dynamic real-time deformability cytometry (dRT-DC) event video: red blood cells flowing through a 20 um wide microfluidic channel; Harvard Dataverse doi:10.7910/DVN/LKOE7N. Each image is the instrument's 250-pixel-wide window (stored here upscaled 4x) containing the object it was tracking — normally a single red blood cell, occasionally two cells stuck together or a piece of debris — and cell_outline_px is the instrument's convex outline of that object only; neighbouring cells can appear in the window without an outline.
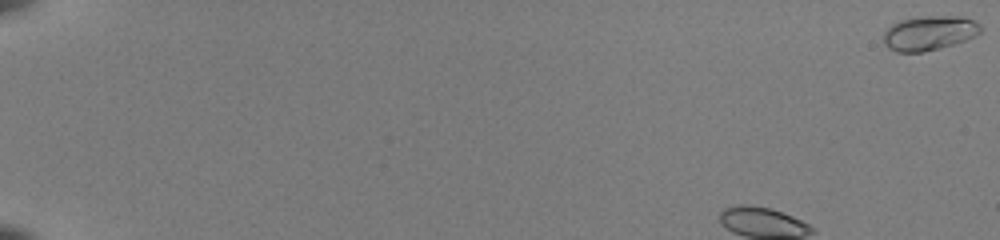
{"species": "common noctule bat (a hibernating species)", "species_latin": "Nyctalus noctula", "temperature_condition": "room temperature", "stored_images_in_passage": 49, "camera_frame_rate_fps": 3000, "um_per_image_px": 0.085, "animal": {"sex": "female", "body_mass_g": 22.0, "forearm_length_mm": 56.7}, "frame": {"image": 1, "passage_image": 1, "time_ms": 0.0, "image_size_px": [1000, 240], "cell_outline_px": [[984, 28], [980, 32], [964, 40], [940, 48], [924, 52], [896, 52], [888, 48], [884, 44], [884, 32], [892, 24], [900, 20], [920, 16], [960, 16], [972, 20], [980, 24]], "centroid_in_image_um": [78.96, 2.8], "position_along_channel_um": 6.0, "area_um2": 19.48}}
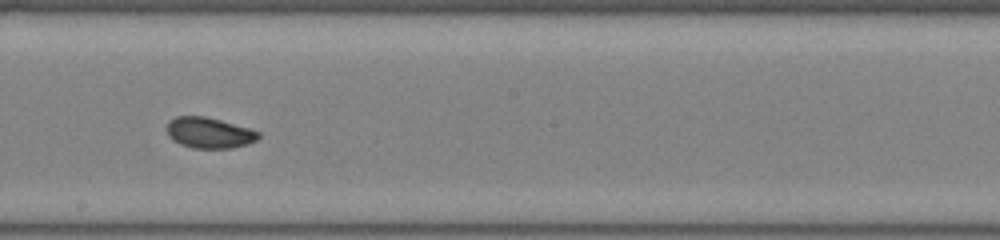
{"frame": {"image": 2, "passage_image": 28, "time_ms": 9.0, "image_size_px": [1000, 240], "cell_outline_px": [[260, 136], [256, 140], [248, 144], [232, 148], [192, 148], [180, 144], [172, 140], [168, 136], [168, 120], [176, 116], [204, 116], [220, 120], [248, 128], [260, 132]], "centroid_in_image_um": [17.77, 11.29], "position_along_channel_um": 230.4, "area_um2": 16.42}}
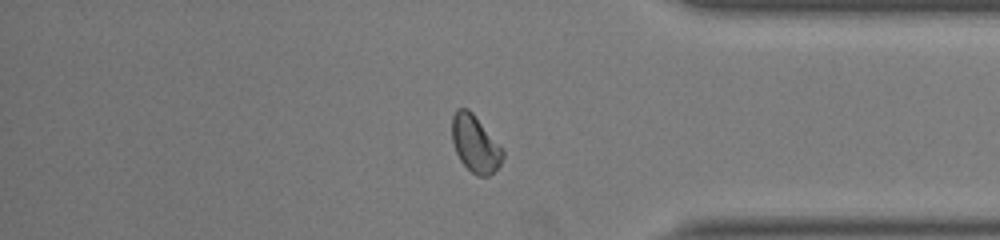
{"frame": {"image": 3, "passage_image": 41, "time_ms": 13.333, "image_size_px": [1000, 240], "cell_outline_px": [[504, 156], [500, 164], [488, 176], [476, 176], [460, 160], [456, 152], [452, 140], [452, 116], [456, 108], [468, 108], [472, 112], [504, 152]], "centroid_in_image_um": [40.36, 12.21], "position_along_channel_um": 394.8, "area_um2": 16.47}, "authors_computed_cell_mechanics": {"area_um2": 16.6464, "velocity_mm_per_s": 3.9839, "shape_relaxation_time_tau1_ms": 3.1674, "shape_relaxation_time_tau2_ms": 0.7986, "deformation_change_tau1": 0.1299, "deformation_change_tau2": 0.0394}}